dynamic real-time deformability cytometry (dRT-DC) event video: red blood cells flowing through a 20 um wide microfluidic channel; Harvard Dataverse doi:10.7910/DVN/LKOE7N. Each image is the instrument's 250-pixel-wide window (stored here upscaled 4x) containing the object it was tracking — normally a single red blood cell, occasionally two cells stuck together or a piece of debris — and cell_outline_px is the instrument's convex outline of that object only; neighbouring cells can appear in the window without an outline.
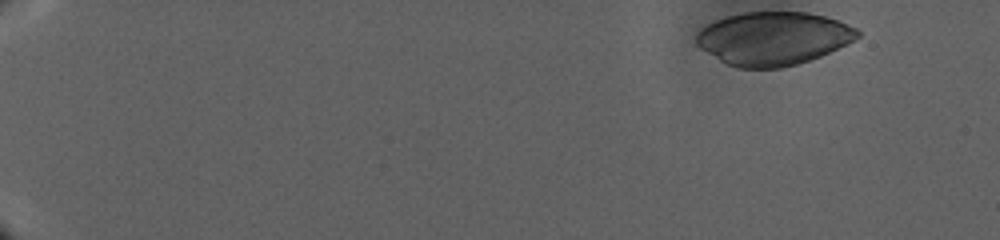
{"species": "human", "species_latin": "Homo sapiens", "temperature_condition": "warm", "stored_images_in_passage": 110, "camera_frame_rate_fps": 3000, "um_per_image_px": 0.085, "donor": {"sex": "male"}, "frame": {"image": 1, "passage_image": 1, "time_ms": 0.0, "image_size_px": [1000, 240], "cell_outline_px": [[860, 36], [820, 56], [796, 64], [780, 68], [736, 68], [720, 60], [700, 48], [696, 44], [696, 32], [700, 28], [716, 20], [728, 16], [744, 12], [808, 12], [824, 16], [860, 28]], "centroid_in_image_um": [65.7, 3.26], "position_along_channel_um": 19.3, "area_um2": 49.77}}
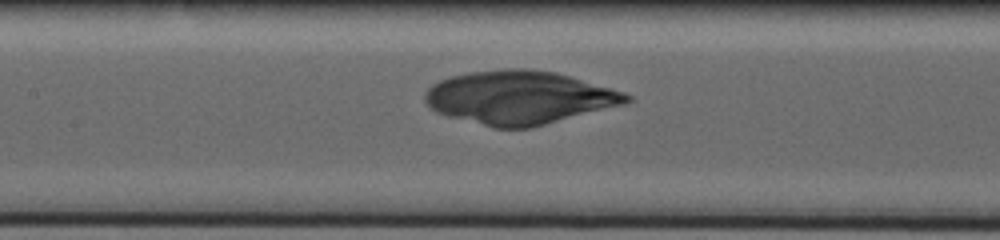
{"frame": {"image": 2, "passage_image": 65, "time_ms": 19.333, "image_size_px": [1000, 240], "cell_outline_px": [[632, 100], [624, 104], [532, 128], [492, 128], [448, 116], [436, 112], [424, 100], [424, 92], [432, 84], [448, 76], [468, 72], [504, 68], [532, 68], [556, 72], [624, 92], [632, 96]], "centroid_in_image_um": [44.11, 8.28], "position_along_channel_um": 163.3, "area_um2": 63.0}}
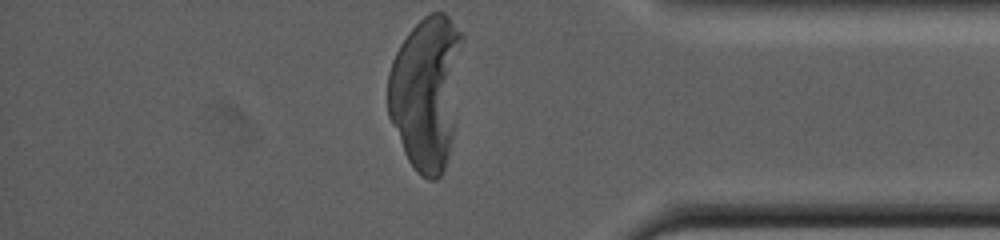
{"frame": {"image": 3, "passage_image": 110, "time_ms": 34.0, "image_size_px": [1000, 240], "cell_outline_px": [[464, 40], [452, 136], [444, 168], [440, 176], [436, 180], [428, 180], [420, 176], [416, 172], [408, 160], [404, 152], [388, 116], [388, 72], [392, 60], [400, 44], [408, 32], [428, 12], [444, 12], [448, 16], [464, 36]], "centroid_in_image_um": [36.22, 7.81], "position_along_channel_um": 399.0, "area_um2": 66.76}}